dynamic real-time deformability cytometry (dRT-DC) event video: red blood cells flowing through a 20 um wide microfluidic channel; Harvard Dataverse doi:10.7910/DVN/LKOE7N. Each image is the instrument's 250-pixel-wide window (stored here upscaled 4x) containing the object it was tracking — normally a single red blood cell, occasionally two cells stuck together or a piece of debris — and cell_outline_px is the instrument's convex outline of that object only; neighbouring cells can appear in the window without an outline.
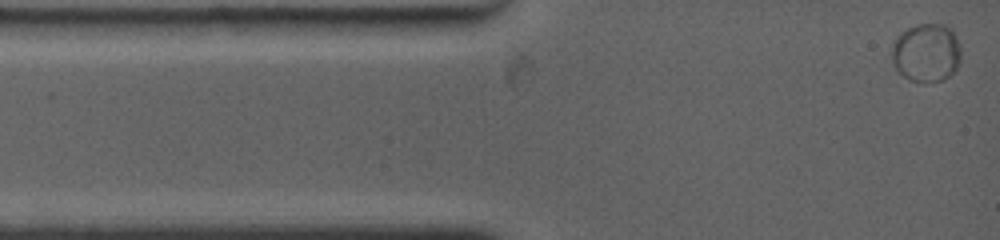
{"species": "common noctule bat (a hibernating species)", "species_latin": "Nyctalus noctula", "temperature_condition": "warm", "stored_images_in_passage": 48, "camera_frame_rate_fps": 4500, "um_per_image_px": 0.085, "animal": {"sex": "female", "body_mass_g": 19.0, "forearm_length_mm": 53.3}, "frame": {"image": 1, "passage_image": 1, "time_ms": 0.0, "image_size_px": [1000, 240], "cell_outline_px": [[960, 60], [956, 68], [944, 80], [924, 84], [912, 80], [904, 76], [896, 68], [892, 60], [892, 44], [896, 36], [900, 32], [916, 24], [944, 24], [952, 28], [960, 48]], "centroid_in_image_um": [78.73, 4.47], "position_along_channel_um": 6.3, "area_um2": 23.81}}
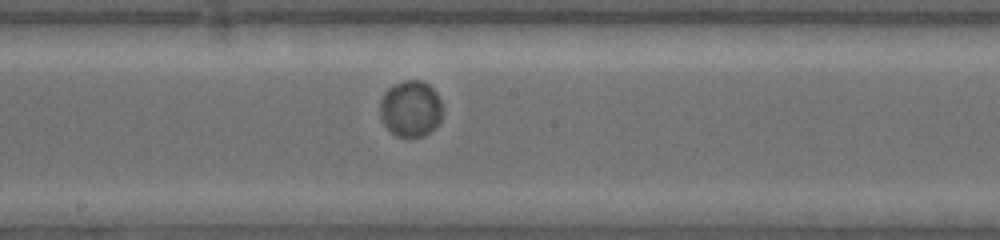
{"frame": {"image": 2, "passage_image": 20, "time_ms": 6.889, "image_size_px": [1000, 240], "cell_outline_px": [[440, 120], [424, 136], [396, 136], [384, 124], [380, 116], [380, 100], [384, 92], [388, 88], [404, 80], [420, 80], [428, 84], [436, 92], [440, 100]], "centroid_in_image_um": [34.87, 9.21], "position_along_channel_um": 213.3, "area_um2": 20.11}}
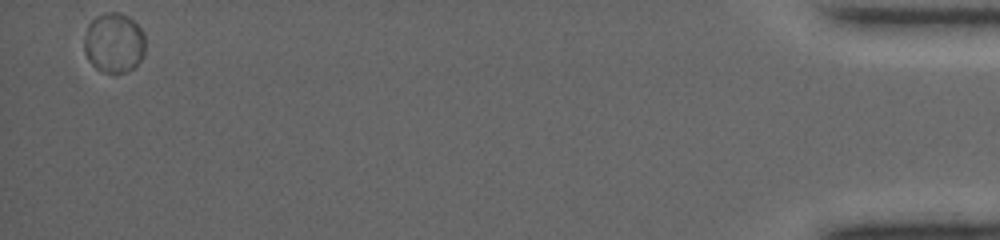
{"frame": {"image": 3, "passage_image": 48, "time_ms": 16.222, "image_size_px": [1000, 240], "cell_outline_px": [[144, 56], [128, 72], [104, 72], [96, 68], [88, 60], [84, 52], [84, 40], [88, 24], [96, 16], [104, 12], [120, 12], [128, 16], [144, 32]], "centroid_in_image_um": [9.68, 3.62], "position_along_channel_um": 425.5, "area_um2": 21.39}}